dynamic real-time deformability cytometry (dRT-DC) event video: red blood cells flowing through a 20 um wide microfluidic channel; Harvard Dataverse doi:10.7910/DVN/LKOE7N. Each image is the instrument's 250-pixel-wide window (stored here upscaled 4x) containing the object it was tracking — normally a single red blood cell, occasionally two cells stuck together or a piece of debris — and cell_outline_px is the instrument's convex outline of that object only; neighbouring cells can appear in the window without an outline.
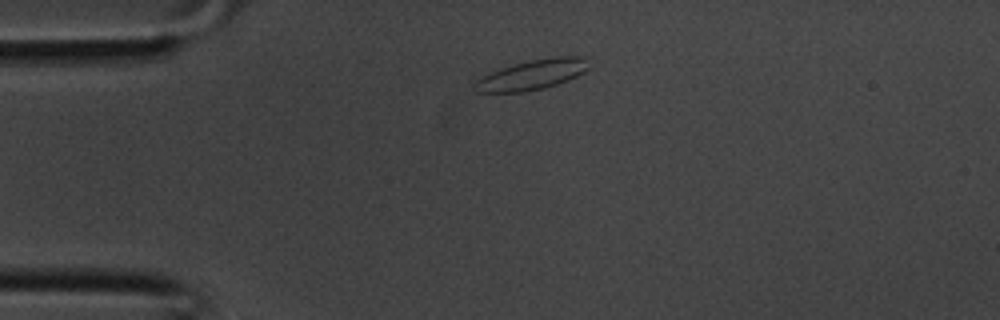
{"species": "common noctule bat (a hibernating species)", "species_latin": "Nyctalus noctula", "temperature_condition": "room temperature", "stored_images_in_passage": 30, "camera_frame_rate_fps": 3000, "um_per_image_px": 0.085, "animal": {"sex": "male", "body_mass_g": 20.1, "forearm_length_mm": 53.5}, "frame": {"image": 1, "passage_image": 1, "time_ms": 0.0, "image_size_px": [1000, 320], "cell_outline_px": [[588, 68], [584, 72], [568, 80], [544, 88], [524, 92], [476, 92], [472, 88], [472, 84], [476, 80], [500, 68], [512, 64], [528, 60], [556, 56], [584, 56]], "centroid_in_image_um": [45.19, 6.35], "position_along_channel_um": 39.8, "area_um2": 19.94}}
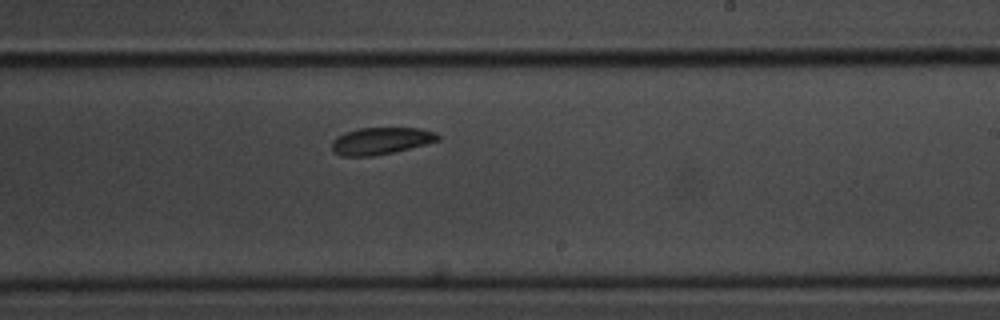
{"frame": {"image": 2, "passage_image": 15, "time_ms": 4.667, "image_size_px": [1000, 320], "cell_outline_px": [[440, 140], [392, 152], [372, 156], [340, 156], [332, 152], [332, 140], [336, 136], [344, 132], [360, 128], [420, 128], [436, 132], [440, 136]], "centroid_in_image_um": [32.33, 11.97], "position_along_channel_um": 256.7, "area_um2": 16.7}}
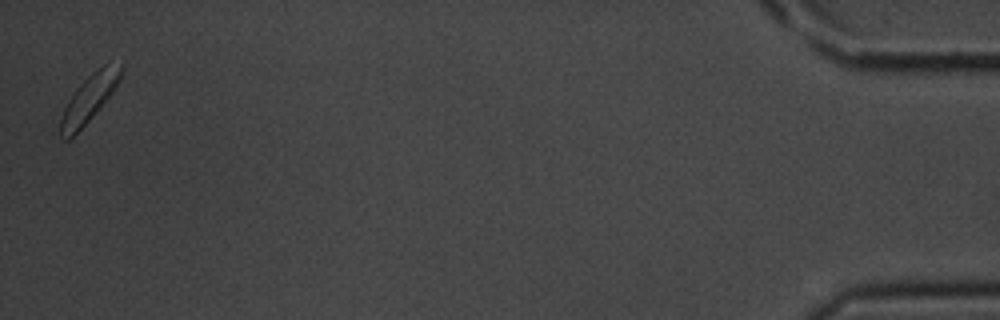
{"frame": {"image": 3, "passage_image": 30, "time_ms": 9.667, "image_size_px": [1000, 320], "cell_outline_px": [[124, 68], [120, 80], [112, 92], [100, 108], [68, 140], [64, 140], [60, 136], [60, 120], [64, 108], [68, 100], [76, 88], [92, 72], [108, 60], [124, 64]], "centroid_in_image_um": [7.62, 8.28], "position_along_channel_um": 427.6, "area_um2": 16.7}}